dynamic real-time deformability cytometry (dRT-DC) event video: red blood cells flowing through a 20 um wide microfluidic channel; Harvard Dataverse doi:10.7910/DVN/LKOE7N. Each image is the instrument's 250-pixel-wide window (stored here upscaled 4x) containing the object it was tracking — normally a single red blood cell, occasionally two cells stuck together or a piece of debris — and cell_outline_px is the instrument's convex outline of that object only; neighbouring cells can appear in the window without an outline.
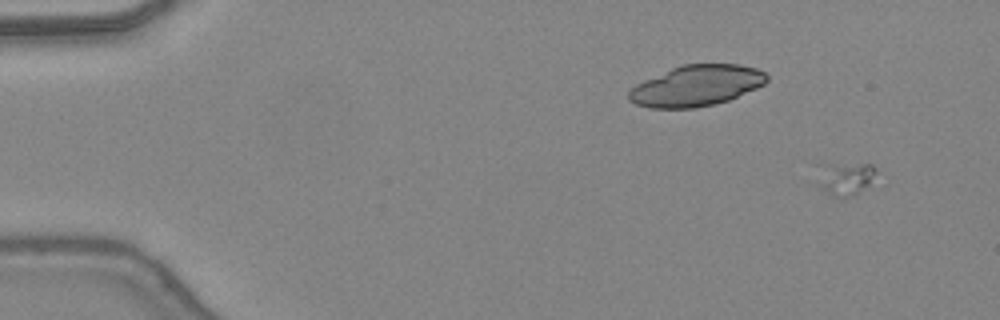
{"species": "common noctule bat (a hibernating species)", "species_latin": "Nyctalus noctula", "temperature_condition": "warm", "stored_images_in_passage": 13, "camera_frame_rate_fps": 3000, "um_per_image_px": 0.085, "animal": {"sex": "female", "body_mass_g": 24.6, "forearm_length_mm": 56.2}, "frame": {"image": 1, "passage_image": 3, "time_ms": 0.667, "image_size_px": [1000, 320], "cell_outline_px": [[880, 180], [852, 196], [832, 196], [816, 184], [816, 164], [872, 164], [876, 168]], "centroid_in_image_um": [71.88, 15.15], "position_along_channel_um": 13.1, "area_um2": 12.14}}